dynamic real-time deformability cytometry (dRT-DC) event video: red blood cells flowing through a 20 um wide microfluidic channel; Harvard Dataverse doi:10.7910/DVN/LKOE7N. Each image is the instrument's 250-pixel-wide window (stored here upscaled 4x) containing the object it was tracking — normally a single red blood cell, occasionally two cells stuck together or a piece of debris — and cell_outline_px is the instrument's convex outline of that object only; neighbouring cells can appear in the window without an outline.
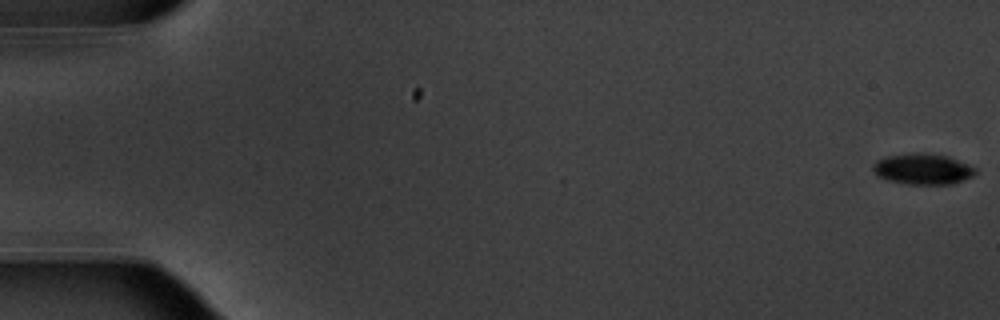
{"species": "common noctule bat (a hibernating species)", "species_latin": "Nyctalus noctula", "temperature_condition": "warm", "stored_images_in_passage": 17, "camera_frame_rate_fps": 3000, "um_per_image_px": 0.085, "animal": {"sex": "male", "body_mass_g": 20.1, "forearm_length_mm": 53.5}, "frame": {"image": 1, "passage_image": 1, "time_ms": 0.0, "image_size_px": [1000, 320], "cell_outline_px": [[976, 172], [972, 176], [964, 180], [952, 184], [908, 184], [888, 180], [876, 176], [872, 168], [872, 164], [876, 160], [888, 156], [916, 152], [948, 156], [968, 164], [976, 168]], "centroid_in_image_um": [78.42, 14.37], "position_along_channel_um": 6.6, "area_um2": 18.44}}